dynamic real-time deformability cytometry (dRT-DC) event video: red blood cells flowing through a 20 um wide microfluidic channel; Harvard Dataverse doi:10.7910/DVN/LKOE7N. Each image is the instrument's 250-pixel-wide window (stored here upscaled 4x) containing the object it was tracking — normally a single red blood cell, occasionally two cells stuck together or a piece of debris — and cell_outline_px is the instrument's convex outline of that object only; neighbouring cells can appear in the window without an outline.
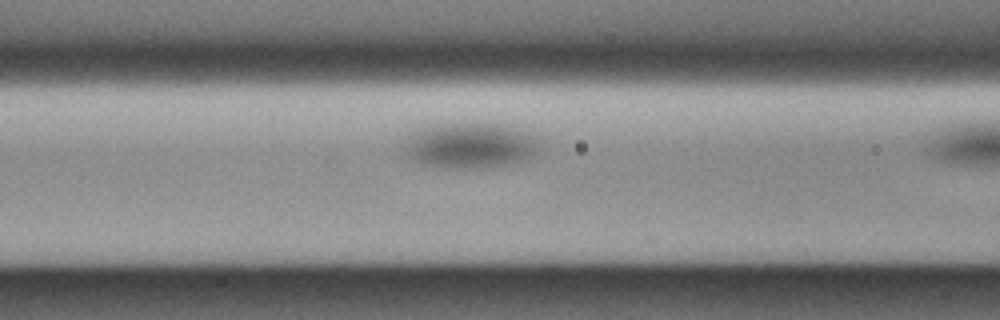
{"species": "Egyptian fruit bat (a non-hibernating species)", "species_latin": "Rousettus aegyptiacus", "temperature_condition": "cold", "stored_images_in_passage": 16, "camera_frame_rate_fps": 3000, "um_per_image_px": 0.085, "animal": {"sex": "male"}, "frame": {"image": 1, "passage_image": 15, "time_ms": 4.667, "image_size_px": [1000, 320], "cell_outline_px": [[540, 144], [528, 156], [520, 160], [508, 164], [488, 168], [444, 168], [420, 164], [408, 156], [408, 136], [420, 124], [492, 120], [512, 124], [532, 132], [540, 136]], "centroid_in_image_um": [40.0, 12.26], "position_along_channel_um": 126.6, "area_um2": 37.63}}